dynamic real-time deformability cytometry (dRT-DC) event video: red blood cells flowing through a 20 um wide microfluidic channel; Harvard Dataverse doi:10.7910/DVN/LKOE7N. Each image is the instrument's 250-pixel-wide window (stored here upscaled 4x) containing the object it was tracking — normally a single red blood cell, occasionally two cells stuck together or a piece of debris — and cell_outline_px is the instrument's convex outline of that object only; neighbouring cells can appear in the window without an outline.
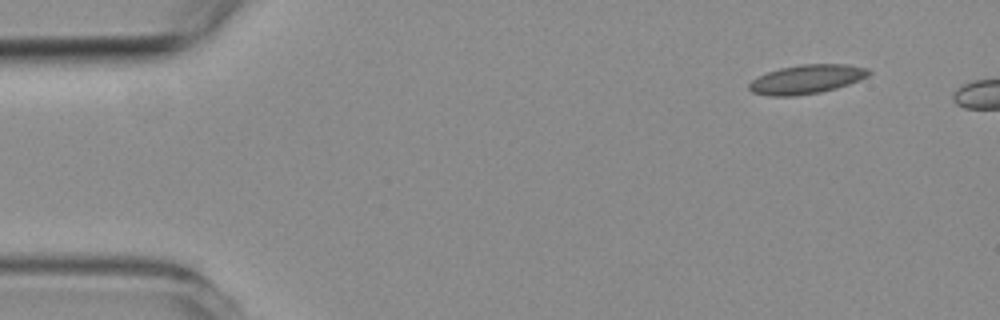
{"species": "common noctule bat (a hibernating species)", "species_latin": "Nyctalus noctula", "temperature_condition": "room temperature", "stored_images_in_passage": 2, "camera_frame_rate_fps": 3000, "um_per_image_px": 0.085, "animal": {"sex": "female", "body_mass_g": 19.3, "forearm_length_mm": 54.1}, "frame": {"image": 1, "passage_image": 1, "time_ms": 0.0, "image_size_px": [1000, 320], "cell_outline_px": [[872, 72], [868, 76], [848, 84], [836, 88], [820, 92], [792, 96], [768, 96], [752, 92], [748, 88], [748, 84], [752, 80], [768, 72], [780, 68], [804, 64], [848, 64], [868, 68]], "centroid_in_image_um": [68.57, 6.73], "position_along_channel_um": 16.4, "area_um2": 20.11}}